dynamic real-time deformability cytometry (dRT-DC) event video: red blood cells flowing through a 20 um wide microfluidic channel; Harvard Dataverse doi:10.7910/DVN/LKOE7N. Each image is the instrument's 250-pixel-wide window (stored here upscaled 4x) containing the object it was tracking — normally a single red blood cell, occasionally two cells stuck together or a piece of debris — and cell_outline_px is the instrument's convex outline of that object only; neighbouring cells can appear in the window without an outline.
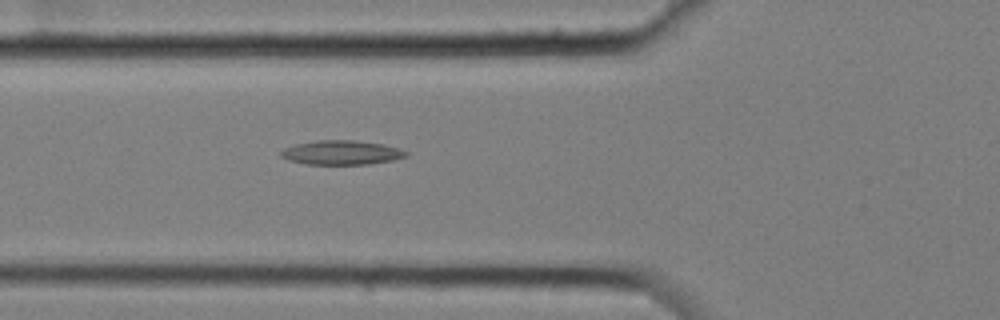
{"species": "common noctule bat (a hibernating species)", "species_latin": "Nyctalus noctula", "temperature_condition": "cold", "stored_images_in_passage": 6, "camera_frame_rate_fps": 3000, "um_per_image_px": 0.085, "animal": {"sex": "female", "body_mass_g": 25.1}, "frame": {"image": 1, "passage_image": 6, "time_ms": 1.667, "image_size_px": [1000, 320], "cell_outline_px": [[408, 156], [392, 160], [368, 164], [304, 164], [288, 160], [280, 156], [280, 152], [284, 148], [296, 144], [320, 140], [356, 140], [384, 144], [400, 148], [408, 152]], "centroid_in_image_um": [29.04, 12.97], "position_along_channel_um": 96.8, "area_um2": 17.74}}